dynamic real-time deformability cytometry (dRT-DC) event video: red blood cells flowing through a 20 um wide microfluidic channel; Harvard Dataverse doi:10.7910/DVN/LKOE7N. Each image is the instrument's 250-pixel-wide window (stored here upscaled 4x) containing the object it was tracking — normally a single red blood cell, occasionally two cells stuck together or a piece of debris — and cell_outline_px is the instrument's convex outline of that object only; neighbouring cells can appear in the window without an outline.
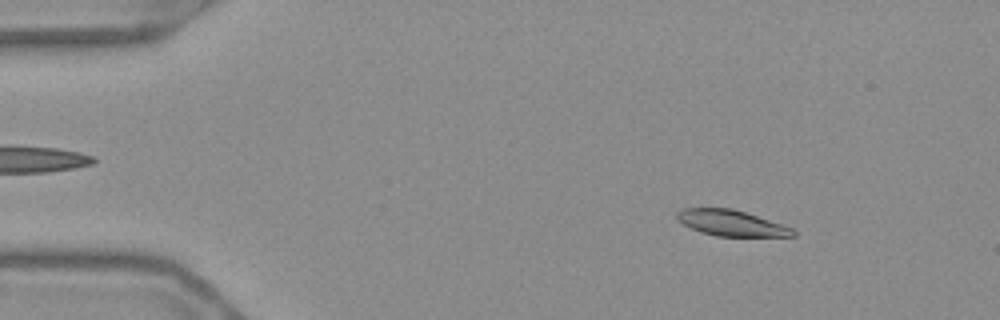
{"species": "Egyptian fruit bat (a non-hibernating species)", "species_latin": "Rousettus aegyptiacus", "temperature_condition": "warm", "stored_images_in_passage": 55, "camera_frame_rate_fps": 3000, "um_per_image_px": 0.085, "frame": {"image": 1, "passage_image": 7, "time_ms": 2.0, "image_size_px": [1000, 320], "cell_outline_px": [[796, 236], [716, 236], [700, 232], [684, 224], [676, 216], [676, 212], [684, 208], [732, 208], [792, 228], [796, 232]], "centroid_in_image_um": [62.14, 18.96], "position_along_channel_um": 22.9, "area_um2": 17.11}}
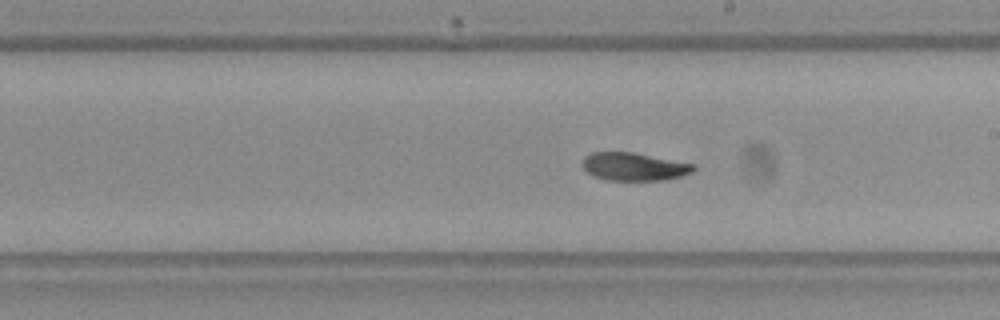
{"frame": {"image": 2, "passage_image": 31, "time_ms": 10.0, "image_size_px": [1000, 320], "cell_outline_px": [[696, 168], [692, 172], [680, 176], [664, 180], [608, 180], [596, 176], [588, 172], [580, 164], [584, 156], [592, 152], [632, 152], [696, 164]], "centroid_in_image_um": [53.89, 14.15], "position_along_channel_um": 235.1, "area_um2": 18.09}}
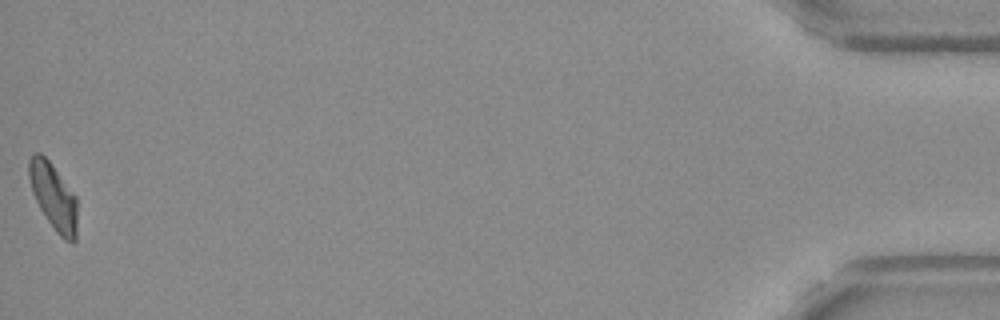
{"frame": {"image": 3, "passage_image": 55, "time_ms": 18.0, "image_size_px": [1000, 320], "cell_outline_px": [[76, 240], [72, 244], [64, 240], [56, 232], [40, 208], [32, 192], [28, 176], [28, 160], [36, 152], [40, 152], [48, 160], [76, 196]], "centroid_in_image_um": [4.53, 16.72], "position_along_channel_um": 430.7, "area_um2": 18.5}, "authors_computed_cell_mechanics": {"area_um2": 18.7272, "velocity_mm_per_s": 3.6654, "shape_relaxation_time_tau1_ms": 9.8615, "shape_relaxation_time_tau2_ms": 4.8264, "deformation_change_tau1": 0.2382, "deformation_change_tau2": 0.0701}}